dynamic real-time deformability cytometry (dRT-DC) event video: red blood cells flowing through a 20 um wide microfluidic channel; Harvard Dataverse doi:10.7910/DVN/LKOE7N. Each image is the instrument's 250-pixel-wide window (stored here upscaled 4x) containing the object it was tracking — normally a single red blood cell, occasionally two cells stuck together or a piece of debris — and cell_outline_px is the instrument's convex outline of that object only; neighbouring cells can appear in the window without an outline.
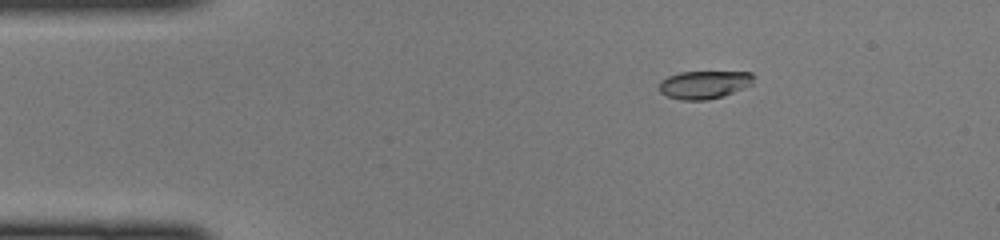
{"species": "common noctule bat (a hibernating species)", "species_latin": "Nyctalus noctula", "temperature_condition": "cold", "stored_images_in_passage": 40, "camera_frame_rate_fps": 3000, "um_per_image_px": 0.085, "animal": {"sex": "female", "body_mass_g": 22.0, "forearm_length_mm": 56.7}, "frame": {"image": 1, "passage_image": 1, "time_ms": 0.0, "image_size_px": [1000, 240], "cell_outline_px": [[756, 76], [752, 84], [744, 88], [724, 96], [708, 100], [680, 100], [668, 96], [660, 92], [660, 80], [668, 76], [680, 72], [752, 72]], "centroid_in_image_um": [59.89, 7.19], "position_along_channel_um": 25.1, "area_um2": 15.55}}
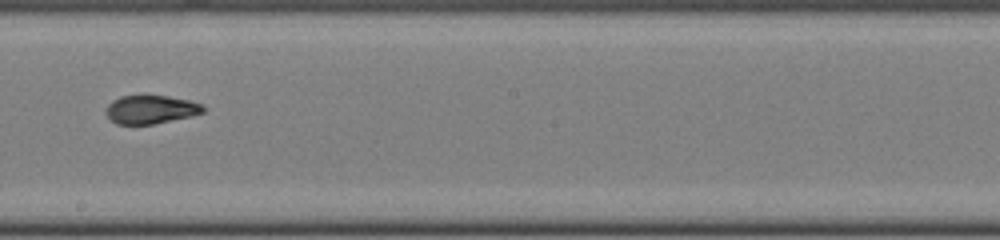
{"frame": {"image": 2, "passage_image": 20, "time_ms": 6.333, "image_size_px": [1000, 240], "cell_outline_px": [[204, 112], [192, 116], [152, 124], [116, 124], [104, 112], [104, 108], [112, 100], [120, 96], [144, 92], [168, 96], [188, 100], [204, 104]], "centroid_in_image_um": [12.78, 9.25], "position_along_channel_um": 235.4, "area_um2": 16.82}}
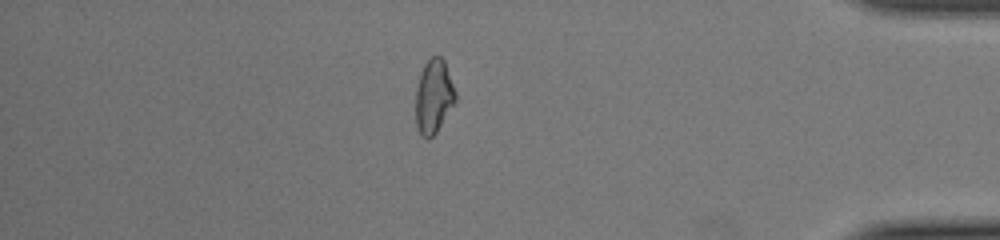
{"frame": {"image": 3, "passage_image": 34, "time_ms": 11.0, "image_size_px": [1000, 240], "cell_outline_px": [[456, 104], [436, 132], [428, 140], [420, 136], [416, 124], [416, 88], [424, 64], [432, 56], [440, 56], [444, 60], [456, 92]], "centroid_in_image_um": [36.88, 8.24], "position_along_channel_um": 398.3, "area_um2": 17.28}}